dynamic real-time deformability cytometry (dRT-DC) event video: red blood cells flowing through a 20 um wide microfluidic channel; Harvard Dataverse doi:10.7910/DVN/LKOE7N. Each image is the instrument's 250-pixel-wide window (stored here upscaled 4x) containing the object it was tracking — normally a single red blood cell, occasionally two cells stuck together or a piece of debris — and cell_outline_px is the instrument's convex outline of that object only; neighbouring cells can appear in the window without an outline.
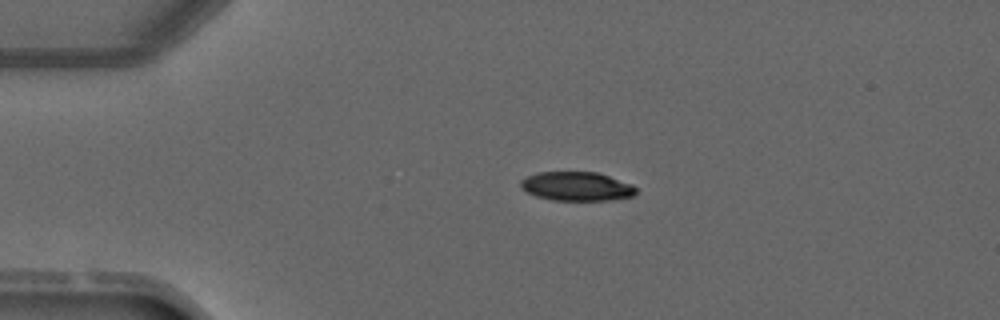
{"species": "common noctule bat (a hibernating species)", "species_latin": "Nyctalus noctula", "temperature_condition": "warm", "stored_images_in_passage": 3, "camera_frame_rate_fps": 3000, "um_per_image_px": 0.085, "animal": {"sex": "male", "forearm_length_mm": 52.5}, "frame": {"image": 1, "passage_image": 2, "time_ms": 1.0, "image_size_px": [1000, 320], "cell_outline_px": [[636, 192], [632, 196], [612, 200], [552, 200], [536, 196], [520, 188], [520, 180], [528, 176], [540, 172], [596, 172], [632, 184], [636, 188]], "centroid_in_image_um": [49.0, 15.84], "position_along_channel_um": 36.0, "area_um2": 19.36}}